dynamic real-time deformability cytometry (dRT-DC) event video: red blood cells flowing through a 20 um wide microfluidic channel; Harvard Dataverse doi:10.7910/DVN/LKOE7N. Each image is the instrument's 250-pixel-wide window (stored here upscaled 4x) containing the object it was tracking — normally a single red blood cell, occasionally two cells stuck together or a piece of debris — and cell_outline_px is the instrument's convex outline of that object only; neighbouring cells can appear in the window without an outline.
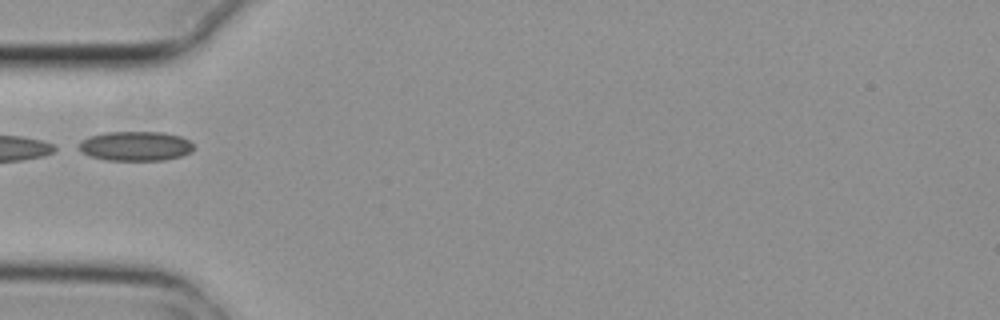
{"species": "common noctule bat (a hibernating species)", "species_latin": "Nyctalus noctula", "temperature_condition": "cold", "stored_images_in_passage": 1, "camera_frame_rate_fps": 3000, "um_per_image_px": 0.085, "animal": {"sex": "female", "body_mass_g": 29.2, "forearm_length_mm": 56.3}, "frame": {"image": 1, "passage_image": 1, "time_ms": 0.0, "image_size_px": [1000, 320], "cell_outline_px": [[196, 148], [192, 152], [180, 156], [164, 160], [104, 160], [88, 156], [80, 152], [80, 140], [88, 136], [104, 132], [164, 132], [180, 136], [188, 140]], "centroid_in_image_um": [11.5, 12.41], "position_along_channel_um": 73.5, "area_um2": 20.0}}